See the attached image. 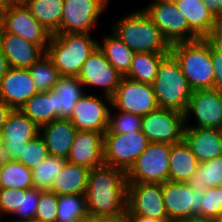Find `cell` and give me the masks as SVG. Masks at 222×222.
Returning a JSON list of instances; mask_svg holds the SVG:
<instances>
[{
	"label": "cell",
	"instance_id": "obj_57",
	"mask_svg": "<svg viewBox=\"0 0 222 222\" xmlns=\"http://www.w3.org/2000/svg\"><path fill=\"white\" fill-rule=\"evenodd\" d=\"M107 6H109L110 0H102Z\"/></svg>",
	"mask_w": 222,
	"mask_h": 222
},
{
	"label": "cell",
	"instance_id": "obj_51",
	"mask_svg": "<svg viewBox=\"0 0 222 222\" xmlns=\"http://www.w3.org/2000/svg\"><path fill=\"white\" fill-rule=\"evenodd\" d=\"M83 222H119V219L86 218Z\"/></svg>",
	"mask_w": 222,
	"mask_h": 222
},
{
	"label": "cell",
	"instance_id": "obj_58",
	"mask_svg": "<svg viewBox=\"0 0 222 222\" xmlns=\"http://www.w3.org/2000/svg\"><path fill=\"white\" fill-rule=\"evenodd\" d=\"M119 222H125L124 219H119Z\"/></svg>",
	"mask_w": 222,
	"mask_h": 222
},
{
	"label": "cell",
	"instance_id": "obj_24",
	"mask_svg": "<svg viewBox=\"0 0 222 222\" xmlns=\"http://www.w3.org/2000/svg\"><path fill=\"white\" fill-rule=\"evenodd\" d=\"M175 5L199 38L212 35L219 21L210 13L203 0H178Z\"/></svg>",
	"mask_w": 222,
	"mask_h": 222
},
{
	"label": "cell",
	"instance_id": "obj_35",
	"mask_svg": "<svg viewBox=\"0 0 222 222\" xmlns=\"http://www.w3.org/2000/svg\"><path fill=\"white\" fill-rule=\"evenodd\" d=\"M66 163V158L49 155L32 170L33 187L42 191L50 190Z\"/></svg>",
	"mask_w": 222,
	"mask_h": 222
},
{
	"label": "cell",
	"instance_id": "obj_33",
	"mask_svg": "<svg viewBox=\"0 0 222 222\" xmlns=\"http://www.w3.org/2000/svg\"><path fill=\"white\" fill-rule=\"evenodd\" d=\"M193 191L204 193L207 189L222 185V156L198 164L187 181Z\"/></svg>",
	"mask_w": 222,
	"mask_h": 222
},
{
	"label": "cell",
	"instance_id": "obj_50",
	"mask_svg": "<svg viewBox=\"0 0 222 222\" xmlns=\"http://www.w3.org/2000/svg\"><path fill=\"white\" fill-rule=\"evenodd\" d=\"M31 0H6L9 6H26Z\"/></svg>",
	"mask_w": 222,
	"mask_h": 222
},
{
	"label": "cell",
	"instance_id": "obj_1",
	"mask_svg": "<svg viewBox=\"0 0 222 222\" xmlns=\"http://www.w3.org/2000/svg\"><path fill=\"white\" fill-rule=\"evenodd\" d=\"M126 173L103 164L88 174L86 209L91 218L124 219L127 210Z\"/></svg>",
	"mask_w": 222,
	"mask_h": 222
},
{
	"label": "cell",
	"instance_id": "obj_29",
	"mask_svg": "<svg viewBox=\"0 0 222 222\" xmlns=\"http://www.w3.org/2000/svg\"><path fill=\"white\" fill-rule=\"evenodd\" d=\"M98 42L99 49L104 53L108 62L124 77L131 66L134 51L129 49L111 30Z\"/></svg>",
	"mask_w": 222,
	"mask_h": 222
},
{
	"label": "cell",
	"instance_id": "obj_56",
	"mask_svg": "<svg viewBox=\"0 0 222 222\" xmlns=\"http://www.w3.org/2000/svg\"><path fill=\"white\" fill-rule=\"evenodd\" d=\"M218 130H219L220 136L222 138V122H221L220 127L218 128Z\"/></svg>",
	"mask_w": 222,
	"mask_h": 222
},
{
	"label": "cell",
	"instance_id": "obj_39",
	"mask_svg": "<svg viewBox=\"0 0 222 222\" xmlns=\"http://www.w3.org/2000/svg\"><path fill=\"white\" fill-rule=\"evenodd\" d=\"M42 190L36 188H30L27 190L19 191V207L13 216H17L19 219L12 217L11 220H29L34 219L37 211L40 193Z\"/></svg>",
	"mask_w": 222,
	"mask_h": 222
},
{
	"label": "cell",
	"instance_id": "obj_20",
	"mask_svg": "<svg viewBox=\"0 0 222 222\" xmlns=\"http://www.w3.org/2000/svg\"><path fill=\"white\" fill-rule=\"evenodd\" d=\"M67 161L90 170L102 166L103 134L95 131L77 130Z\"/></svg>",
	"mask_w": 222,
	"mask_h": 222
},
{
	"label": "cell",
	"instance_id": "obj_40",
	"mask_svg": "<svg viewBox=\"0 0 222 222\" xmlns=\"http://www.w3.org/2000/svg\"><path fill=\"white\" fill-rule=\"evenodd\" d=\"M58 195L50 190L41 191L35 219L42 222H57Z\"/></svg>",
	"mask_w": 222,
	"mask_h": 222
},
{
	"label": "cell",
	"instance_id": "obj_38",
	"mask_svg": "<svg viewBox=\"0 0 222 222\" xmlns=\"http://www.w3.org/2000/svg\"><path fill=\"white\" fill-rule=\"evenodd\" d=\"M48 156L49 152L46 143L43 137L39 134L34 139L28 141L23 150L22 156L18 161L33 170Z\"/></svg>",
	"mask_w": 222,
	"mask_h": 222
},
{
	"label": "cell",
	"instance_id": "obj_55",
	"mask_svg": "<svg viewBox=\"0 0 222 222\" xmlns=\"http://www.w3.org/2000/svg\"><path fill=\"white\" fill-rule=\"evenodd\" d=\"M214 220L215 222H222V212Z\"/></svg>",
	"mask_w": 222,
	"mask_h": 222
},
{
	"label": "cell",
	"instance_id": "obj_22",
	"mask_svg": "<svg viewBox=\"0 0 222 222\" xmlns=\"http://www.w3.org/2000/svg\"><path fill=\"white\" fill-rule=\"evenodd\" d=\"M183 140L199 163L222 156V138L216 128L185 127Z\"/></svg>",
	"mask_w": 222,
	"mask_h": 222
},
{
	"label": "cell",
	"instance_id": "obj_5",
	"mask_svg": "<svg viewBox=\"0 0 222 222\" xmlns=\"http://www.w3.org/2000/svg\"><path fill=\"white\" fill-rule=\"evenodd\" d=\"M152 85L160 108L185 113L192 90L171 53L161 61Z\"/></svg>",
	"mask_w": 222,
	"mask_h": 222
},
{
	"label": "cell",
	"instance_id": "obj_45",
	"mask_svg": "<svg viewBox=\"0 0 222 222\" xmlns=\"http://www.w3.org/2000/svg\"><path fill=\"white\" fill-rule=\"evenodd\" d=\"M203 3L219 22L222 21V0H203Z\"/></svg>",
	"mask_w": 222,
	"mask_h": 222
},
{
	"label": "cell",
	"instance_id": "obj_26",
	"mask_svg": "<svg viewBox=\"0 0 222 222\" xmlns=\"http://www.w3.org/2000/svg\"><path fill=\"white\" fill-rule=\"evenodd\" d=\"M90 169L67 161L55 178L50 191L58 196L85 194Z\"/></svg>",
	"mask_w": 222,
	"mask_h": 222
},
{
	"label": "cell",
	"instance_id": "obj_12",
	"mask_svg": "<svg viewBox=\"0 0 222 222\" xmlns=\"http://www.w3.org/2000/svg\"><path fill=\"white\" fill-rule=\"evenodd\" d=\"M162 196L168 219L178 222L192 215L202 216L204 194L193 191L187 182L162 183Z\"/></svg>",
	"mask_w": 222,
	"mask_h": 222
},
{
	"label": "cell",
	"instance_id": "obj_30",
	"mask_svg": "<svg viewBox=\"0 0 222 222\" xmlns=\"http://www.w3.org/2000/svg\"><path fill=\"white\" fill-rule=\"evenodd\" d=\"M20 111L34 121L39 128L59 119L55 115V92L52 90L34 94Z\"/></svg>",
	"mask_w": 222,
	"mask_h": 222
},
{
	"label": "cell",
	"instance_id": "obj_6",
	"mask_svg": "<svg viewBox=\"0 0 222 222\" xmlns=\"http://www.w3.org/2000/svg\"><path fill=\"white\" fill-rule=\"evenodd\" d=\"M148 144L149 141L142 130L127 134L104 133L103 162L127 173Z\"/></svg>",
	"mask_w": 222,
	"mask_h": 222
},
{
	"label": "cell",
	"instance_id": "obj_3",
	"mask_svg": "<svg viewBox=\"0 0 222 222\" xmlns=\"http://www.w3.org/2000/svg\"><path fill=\"white\" fill-rule=\"evenodd\" d=\"M90 33L52 34L45 51L61 77H78L82 65L98 47Z\"/></svg>",
	"mask_w": 222,
	"mask_h": 222
},
{
	"label": "cell",
	"instance_id": "obj_48",
	"mask_svg": "<svg viewBox=\"0 0 222 222\" xmlns=\"http://www.w3.org/2000/svg\"><path fill=\"white\" fill-rule=\"evenodd\" d=\"M9 68L10 67L8 65L7 58L5 57V55L2 52V49L0 47V83Z\"/></svg>",
	"mask_w": 222,
	"mask_h": 222
},
{
	"label": "cell",
	"instance_id": "obj_41",
	"mask_svg": "<svg viewBox=\"0 0 222 222\" xmlns=\"http://www.w3.org/2000/svg\"><path fill=\"white\" fill-rule=\"evenodd\" d=\"M202 201V216L215 219L222 212L221 187L207 189Z\"/></svg>",
	"mask_w": 222,
	"mask_h": 222
},
{
	"label": "cell",
	"instance_id": "obj_31",
	"mask_svg": "<svg viewBox=\"0 0 222 222\" xmlns=\"http://www.w3.org/2000/svg\"><path fill=\"white\" fill-rule=\"evenodd\" d=\"M168 54L135 53L128 73L124 76L136 82L153 84L161 61Z\"/></svg>",
	"mask_w": 222,
	"mask_h": 222
},
{
	"label": "cell",
	"instance_id": "obj_19",
	"mask_svg": "<svg viewBox=\"0 0 222 222\" xmlns=\"http://www.w3.org/2000/svg\"><path fill=\"white\" fill-rule=\"evenodd\" d=\"M37 93L28 69L9 68L0 83V100L14 110H20Z\"/></svg>",
	"mask_w": 222,
	"mask_h": 222
},
{
	"label": "cell",
	"instance_id": "obj_15",
	"mask_svg": "<svg viewBox=\"0 0 222 222\" xmlns=\"http://www.w3.org/2000/svg\"><path fill=\"white\" fill-rule=\"evenodd\" d=\"M191 115L196 125L189 124ZM184 118L185 127L218 129L222 122V93L216 89L192 91Z\"/></svg>",
	"mask_w": 222,
	"mask_h": 222
},
{
	"label": "cell",
	"instance_id": "obj_44",
	"mask_svg": "<svg viewBox=\"0 0 222 222\" xmlns=\"http://www.w3.org/2000/svg\"><path fill=\"white\" fill-rule=\"evenodd\" d=\"M125 222H171L169 219H156L151 217H146L143 215H136L131 213L128 209L125 212Z\"/></svg>",
	"mask_w": 222,
	"mask_h": 222
},
{
	"label": "cell",
	"instance_id": "obj_52",
	"mask_svg": "<svg viewBox=\"0 0 222 222\" xmlns=\"http://www.w3.org/2000/svg\"><path fill=\"white\" fill-rule=\"evenodd\" d=\"M7 8L6 0H0V23Z\"/></svg>",
	"mask_w": 222,
	"mask_h": 222
},
{
	"label": "cell",
	"instance_id": "obj_34",
	"mask_svg": "<svg viewBox=\"0 0 222 222\" xmlns=\"http://www.w3.org/2000/svg\"><path fill=\"white\" fill-rule=\"evenodd\" d=\"M28 70L39 93L52 91L61 78L59 71L46 53Z\"/></svg>",
	"mask_w": 222,
	"mask_h": 222
},
{
	"label": "cell",
	"instance_id": "obj_37",
	"mask_svg": "<svg viewBox=\"0 0 222 222\" xmlns=\"http://www.w3.org/2000/svg\"><path fill=\"white\" fill-rule=\"evenodd\" d=\"M112 114V107L109 113L108 130L105 133H121L137 132L141 130L142 117L127 113L121 110H116Z\"/></svg>",
	"mask_w": 222,
	"mask_h": 222
},
{
	"label": "cell",
	"instance_id": "obj_10",
	"mask_svg": "<svg viewBox=\"0 0 222 222\" xmlns=\"http://www.w3.org/2000/svg\"><path fill=\"white\" fill-rule=\"evenodd\" d=\"M141 130L149 142L180 143L184 139V114L159 107L142 117Z\"/></svg>",
	"mask_w": 222,
	"mask_h": 222
},
{
	"label": "cell",
	"instance_id": "obj_9",
	"mask_svg": "<svg viewBox=\"0 0 222 222\" xmlns=\"http://www.w3.org/2000/svg\"><path fill=\"white\" fill-rule=\"evenodd\" d=\"M40 134L39 126L20 110H13L0 131V158L19 160L29 140Z\"/></svg>",
	"mask_w": 222,
	"mask_h": 222
},
{
	"label": "cell",
	"instance_id": "obj_14",
	"mask_svg": "<svg viewBox=\"0 0 222 222\" xmlns=\"http://www.w3.org/2000/svg\"><path fill=\"white\" fill-rule=\"evenodd\" d=\"M0 27L8 33L20 36L37 44L46 51L52 34L40 24L26 6H9L0 23Z\"/></svg>",
	"mask_w": 222,
	"mask_h": 222
},
{
	"label": "cell",
	"instance_id": "obj_2",
	"mask_svg": "<svg viewBox=\"0 0 222 222\" xmlns=\"http://www.w3.org/2000/svg\"><path fill=\"white\" fill-rule=\"evenodd\" d=\"M110 26V30L135 53L170 54L171 45L142 7L125 13Z\"/></svg>",
	"mask_w": 222,
	"mask_h": 222
},
{
	"label": "cell",
	"instance_id": "obj_43",
	"mask_svg": "<svg viewBox=\"0 0 222 222\" xmlns=\"http://www.w3.org/2000/svg\"><path fill=\"white\" fill-rule=\"evenodd\" d=\"M211 61L213 64L215 77L214 88L222 93V52L211 42Z\"/></svg>",
	"mask_w": 222,
	"mask_h": 222
},
{
	"label": "cell",
	"instance_id": "obj_16",
	"mask_svg": "<svg viewBox=\"0 0 222 222\" xmlns=\"http://www.w3.org/2000/svg\"><path fill=\"white\" fill-rule=\"evenodd\" d=\"M78 79L83 84V87H100L102 95L112 98L122 76L108 62L99 47H97L82 65Z\"/></svg>",
	"mask_w": 222,
	"mask_h": 222
},
{
	"label": "cell",
	"instance_id": "obj_23",
	"mask_svg": "<svg viewBox=\"0 0 222 222\" xmlns=\"http://www.w3.org/2000/svg\"><path fill=\"white\" fill-rule=\"evenodd\" d=\"M76 127L69 119L59 118L40 127L50 156L68 158L73 145Z\"/></svg>",
	"mask_w": 222,
	"mask_h": 222
},
{
	"label": "cell",
	"instance_id": "obj_46",
	"mask_svg": "<svg viewBox=\"0 0 222 222\" xmlns=\"http://www.w3.org/2000/svg\"><path fill=\"white\" fill-rule=\"evenodd\" d=\"M212 44L222 52V21L217 24V27L208 38Z\"/></svg>",
	"mask_w": 222,
	"mask_h": 222
},
{
	"label": "cell",
	"instance_id": "obj_42",
	"mask_svg": "<svg viewBox=\"0 0 222 222\" xmlns=\"http://www.w3.org/2000/svg\"><path fill=\"white\" fill-rule=\"evenodd\" d=\"M19 189L2 188L0 192V219L2 214L13 215L19 207Z\"/></svg>",
	"mask_w": 222,
	"mask_h": 222
},
{
	"label": "cell",
	"instance_id": "obj_4",
	"mask_svg": "<svg viewBox=\"0 0 222 222\" xmlns=\"http://www.w3.org/2000/svg\"><path fill=\"white\" fill-rule=\"evenodd\" d=\"M170 53L179 62L192 91L214 88L215 72L208 38L173 44Z\"/></svg>",
	"mask_w": 222,
	"mask_h": 222
},
{
	"label": "cell",
	"instance_id": "obj_7",
	"mask_svg": "<svg viewBox=\"0 0 222 222\" xmlns=\"http://www.w3.org/2000/svg\"><path fill=\"white\" fill-rule=\"evenodd\" d=\"M171 144L149 142L126 173L127 183H158L169 180Z\"/></svg>",
	"mask_w": 222,
	"mask_h": 222
},
{
	"label": "cell",
	"instance_id": "obj_25",
	"mask_svg": "<svg viewBox=\"0 0 222 222\" xmlns=\"http://www.w3.org/2000/svg\"><path fill=\"white\" fill-rule=\"evenodd\" d=\"M78 77H61L53 91L55 92V115L69 119L79 99L87 92Z\"/></svg>",
	"mask_w": 222,
	"mask_h": 222
},
{
	"label": "cell",
	"instance_id": "obj_49",
	"mask_svg": "<svg viewBox=\"0 0 222 222\" xmlns=\"http://www.w3.org/2000/svg\"><path fill=\"white\" fill-rule=\"evenodd\" d=\"M178 222H215L213 218H207L200 215H192L185 219L179 220Z\"/></svg>",
	"mask_w": 222,
	"mask_h": 222
},
{
	"label": "cell",
	"instance_id": "obj_13",
	"mask_svg": "<svg viewBox=\"0 0 222 222\" xmlns=\"http://www.w3.org/2000/svg\"><path fill=\"white\" fill-rule=\"evenodd\" d=\"M112 98L86 92L77 102L69 120L77 130L104 133L108 130Z\"/></svg>",
	"mask_w": 222,
	"mask_h": 222
},
{
	"label": "cell",
	"instance_id": "obj_28",
	"mask_svg": "<svg viewBox=\"0 0 222 222\" xmlns=\"http://www.w3.org/2000/svg\"><path fill=\"white\" fill-rule=\"evenodd\" d=\"M26 7L51 34L61 33L64 0H31Z\"/></svg>",
	"mask_w": 222,
	"mask_h": 222
},
{
	"label": "cell",
	"instance_id": "obj_36",
	"mask_svg": "<svg viewBox=\"0 0 222 222\" xmlns=\"http://www.w3.org/2000/svg\"><path fill=\"white\" fill-rule=\"evenodd\" d=\"M57 222H83L89 217L85 194L58 196Z\"/></svg>",
	"mask_w": 222,
	"mask_h": 222
},
{
	"label": "cell",
	"instance_id": "obj_8",
	"mask_svg": "<svg viewBox=\"0 0 222 222\" xmlns=\"http://www.w3.org/2000/svg\"><path fill=\"white\" fill-rule=\"evenodd\" d=\"M142 9L152 19L170 45L200 39L189 28L184 15L179 11L175 3L152 0Z\"/></svg>",
	"mask_w": 222,
	"mask_h": 222
},
{
	"label": "cell",
	"instance_id": "obj_54",
	"mask_svg": "<svg viewBox=\"0 0 222 222\" xmlns=\"http://www.w3.org/2000/svg\"><path fill=\"white\" fill-rule=\"evenodd\" d=\"M157 1L165 3H176L178 0H157Z\"/></svg>",
	"mask_w": 222,
	"mask_h": 222
},
{
	"label": "cell",
	"instance_id": "obj_11",
	"mask_svg": "<svg viewBox=\"0 0 222 222\" xmlns=\"http://www.w3.org/2000/svg\"><path fill=\"white\" fill-rule=\"evenodd\" d=\"M159 108L153 85L122 77L112 97V111L121 110L143 117Z\"/></svg>",
	"mask_w": 222,
	"mask_h": 222
},
{
	"label": "cell",
	"instance_id": "obj_27",
	"mask_svg": "<svg viewBox=\"0 0 222 222\" xmlns=\"http://www.w3.org/2000/svg\"><path fill=\"white\" fill-rule=\"evenodd\" d=\"M198 164L197 158L184 140L172 144L169 157V180L187 182L196 171Z\"/></svg>",
	"mask_w": 222,
	"mask_h": 222
},
{
	"label": "cell",
	"instance_id": "obj_17",
	"mask_svg": "<svg viewBox=\"0 0 222 222\" xmlns=\"http://www.w3.org/2000/svg\"><path fill=\"white\" fill-rule=\"evenodd\" d=\"M108 6L102 0H64L61 33H92Z\"/></svg>",
	"mask_w": 222,
	"mask_h": 222
},
{
	"label": "cell",
	"instance_id": "obj_53",
	"mask_svg": "<svg viewBox=\"0 0 222 222\" xmlns=\"http://www.w3.org/2000/svg\"><path fill=\"white\" fill-rule=\"evenodd\" d=\"M6 222H42L40 220H37V219H29V220H9V221H6Z\"/></svg>",
	"mask_w": 222,
	"mask_h": 222
},
{
	"label": "cell",
	"instance_id": "obj_47",
	"mask_svg": "<svg viewBox=\"0 0 222 222\" xmlns=\"http://www.w3.org/2000/svg\"><path fill=\"white\" fill-rule=\"evenodd\" d=\"M14 109L0 100V131Z\"/></svg>",
	"mask_w": 222,
	"mask_h": 222
},
{
	"label": "cell",
	"instance_id": "obj_32",
	"mask_svg": "<svg viewBox=\"0 0 222 222\" xmlns=\"http://www.w3.org/2000/svg\"><path fill=\"white\" fill-rule=\"evenodd\" d=\"M0 184L1 188H33L32 170L18 160L0 158Z\"/></svg>",
	"mask_w": 222,
	"mask_h": 222
},
{
	"label": "cell",
	"instance_id": "obj_21",
	"mask_svg": "<svg viewBox=\"0 0 222 222\" xmlns=\"http://www.w3.org/2000/svg\"><path fill=\"white\" fill-rule=\"evenodd\" d=\"M0 47L10 68L29 69L45 52L24 38L5 32L0 27Z\"/></svg>",
	"mask_w": 222,
	"mask_h": 222
},
{
	"label": "cell",
	"instance_id": "obj_18",
	"mask_svg": "<svg viewBox=\"0 0 222 222\" xmlns=\"http://www.w3.org/2000/svg\"><path fill=\"white\" fill-rule=\"evenodd\" d=\"M127 209L136 215L168 219L162 196V184L128 183Z\"/></svg>",
	"mask_w": 222,
	"mask_h": 222
}]
</instances>
